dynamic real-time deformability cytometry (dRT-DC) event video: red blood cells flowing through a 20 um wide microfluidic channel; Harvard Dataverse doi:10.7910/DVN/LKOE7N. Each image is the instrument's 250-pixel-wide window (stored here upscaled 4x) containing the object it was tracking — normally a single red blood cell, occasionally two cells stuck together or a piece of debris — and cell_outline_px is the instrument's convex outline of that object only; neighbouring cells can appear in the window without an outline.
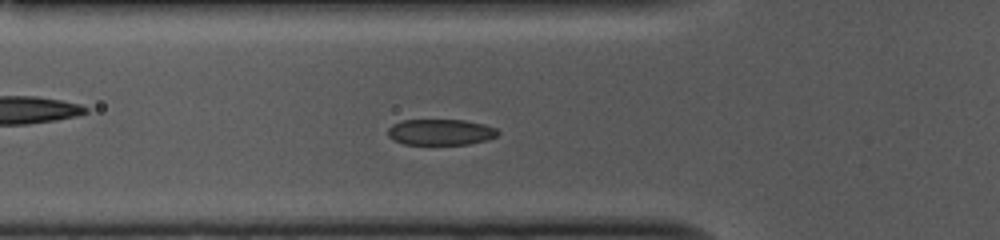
{"species": "common noctule bat (a hibernating species)", "species_latin": "Nyctalus noctula", "temperature_condition": "cold", "stored_images_in_passage": 51, "camera_frame_rate_fps": 3000, "um_per_image_px": 0.085, "animal": {"sex": "female", "body_mass_g": 10.0, "forearm_length_mm": 53.1}, "frame": {"image": 1, "passage_image": 14, "time_ms": 4.333, "image_size_px": [1000, 240], "cell_outline_px": [[500, 132], [496, 136], [488, 140], [468, 144], [404, 144], [388, 136], [388, 128], [392, 124], [404, 120], [464, 120], [484, 124], [496, 128]], "centroid_in_image_um": [37.48, 11.22], "position_along_channel_um": 88.3, "area_um2": 16.59}}
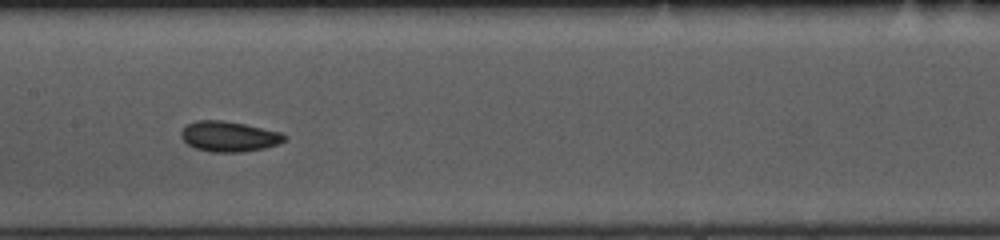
{"frame": {"image": 2, "passage_image": 22, "time_ms": 7.0, "image_size_px": [1000, 240], "cell_outline_px": [[288, 136], [284, 140], [276, 144], [264, 148], [240, 152], [212, 152], [196, 148], [188, 144], [180, 136], [180, 132], [188, 124], [196, 120], [224, 120], [244, 124], [280, 132]], "centroid_in_image_um": [19.44, 11.59], "position_along_channel_um": 188.0, "area_um2": 18.09}}
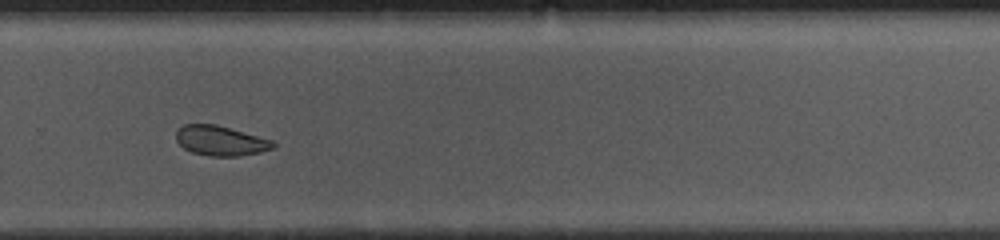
{"frame": {"image": 3, "passage_image": 32, "time_ms": 10.333, "image_size_px": [1000, 240], "cell_outline_px": [[276, 144], [272, 148], [260, 152], [240, 156], [208, 156], [192, 152], [184, 148], [176, 140], [176, 132], [184, 124], [216, 124], [272, 140]], "centroid_in_image_um": [18.74, 11.96], "position_along_channel_um": 311.1, "area_um2": 16.76}, "authors_computed_cell_mechanics": {"area_um2": 18.0914, "velocity_mm_per_s": 3.7074, "shape_relaxation_time_tau1_ms": 1.8728, "shape_relaxation_time_tau2_ms": 1.2228, "deformation_change_tau1": 0.072, "deformation_change_tau2": 0.0603}}